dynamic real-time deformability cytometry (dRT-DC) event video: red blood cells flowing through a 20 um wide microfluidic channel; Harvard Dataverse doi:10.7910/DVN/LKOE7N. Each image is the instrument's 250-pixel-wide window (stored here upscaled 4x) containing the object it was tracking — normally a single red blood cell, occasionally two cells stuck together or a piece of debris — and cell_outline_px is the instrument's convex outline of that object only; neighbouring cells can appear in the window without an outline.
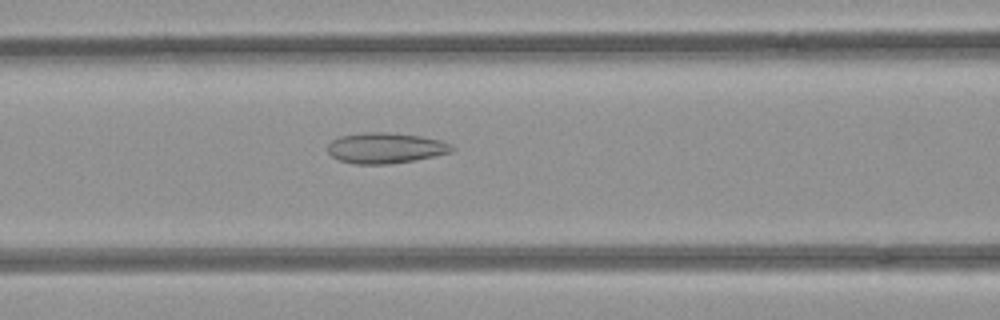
{"species": "common noctule bat (a hibernating species)", "species_latin": "Nyctalus noctula", "temperature_condition": "room temperature", "stored_images_in_passage": 33, "camera_frame_rate_fps": 3000, "um_per_image_px": 0.085, "animal": {"sex": "female", "body_mass_g": 21.9}, "frame": {"image": 1, "passage_image": 8, "time_ms": 2.333, "image_size_px": [1000, 320], "cell_outline_px": [[456, 148], [452, 152], [412, 160], [388, 164], [356, 164], [340, 160], [332, 156], [328, 152], [328, 144], [332, 140], [340, 136], [364, 132], [388, 132], [420, 136], [440, 140], [452, 144]], "centroid_in_image_um": [32.77, 12.57], "position_along_channel_um": 133.8, "area_um2": 22.08}}
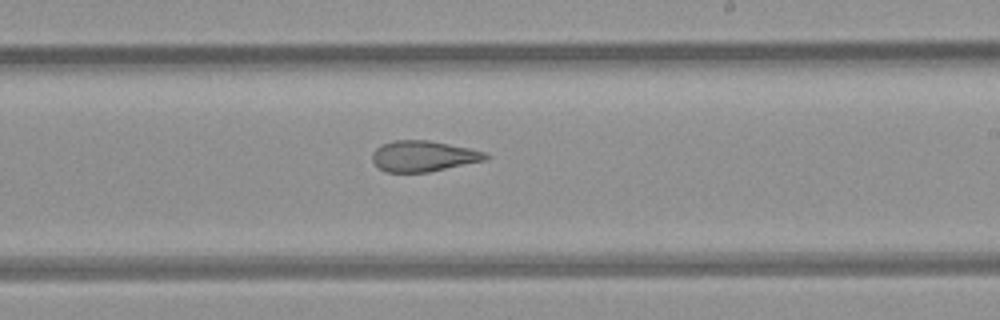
{"frame": {"image": 2, "passage_image": 17, "time_ms": 5.333, "image_size_px": [1000, 320], "cell_outline_px": [[488, 156], [484, 160], [428, 172], [384, 172], [372, 160], [372, 152], [380, 144], [392, 140], [428, 140], [468, 148], [484, 152]], "centroid_in_image_um": [35.91, 13.26], "position_along_channel_um": 253.1, "area_um2": 20.11}}
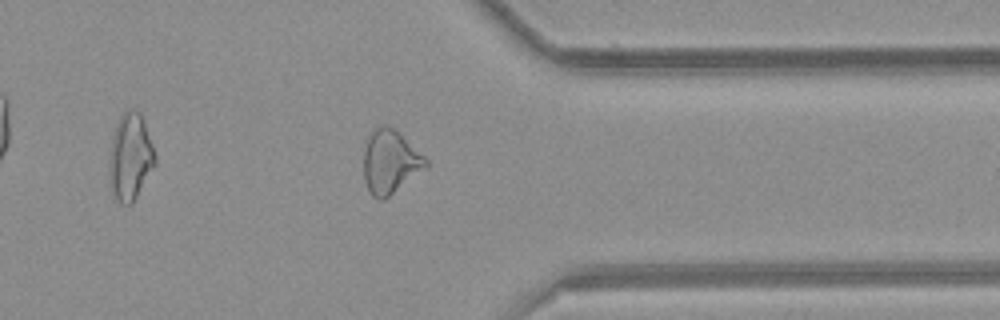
{"frame": {"image": 3, "passage_image": 27, "time_ms": 8.667, "image_size_px": [1000, 320], "cell_outline_px": [[428, 164], [384, 200], [380, 200], [372, 196], [368, 192], [364, 180], [364, 148], [368, 136], [380, 124], [388, 124], [400, 132], [428, 160]], "centroid_in_image_um": [33.12, 13.72], "position_along_channel_um": 378.3, "area_um2": 22.89}}